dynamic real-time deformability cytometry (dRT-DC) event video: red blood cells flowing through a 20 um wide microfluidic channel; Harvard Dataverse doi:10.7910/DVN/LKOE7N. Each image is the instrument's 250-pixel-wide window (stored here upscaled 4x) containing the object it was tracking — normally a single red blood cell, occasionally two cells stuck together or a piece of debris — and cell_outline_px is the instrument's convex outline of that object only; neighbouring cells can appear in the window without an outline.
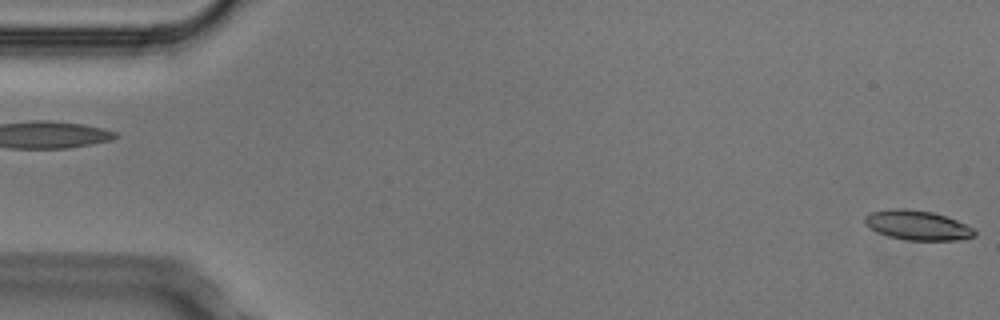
{"species": "Egyptian fruit bat (a non-hibernating species)", "species_latin": "Rousettus aegyptiacus", "temperature_condition": "cold", "stored_images_in_passage": 3, "segment_of_instrument_passage": [2, 2], "camera_frame_rate_fps": 3000, "um_per_image_px": 0.085, "animal": {"sex": "male"}, "frame": {"image": 1, "passage_image": 3, "time_ms": 0.667, "image_size_px": [1000, 320], "cell_outline_px": [[976, 236], [956, 240], [904, 240], [888, 236], [876, 232], [864, 224], [864, 216], [868, 212], [892, 208], [908, 208], [932, 212], [956, 220], [976, 228]], "centroid_in_image_um": [77.95, 19.14], "position_along_channel_um": 7.0, "area_um2": 19.25}}